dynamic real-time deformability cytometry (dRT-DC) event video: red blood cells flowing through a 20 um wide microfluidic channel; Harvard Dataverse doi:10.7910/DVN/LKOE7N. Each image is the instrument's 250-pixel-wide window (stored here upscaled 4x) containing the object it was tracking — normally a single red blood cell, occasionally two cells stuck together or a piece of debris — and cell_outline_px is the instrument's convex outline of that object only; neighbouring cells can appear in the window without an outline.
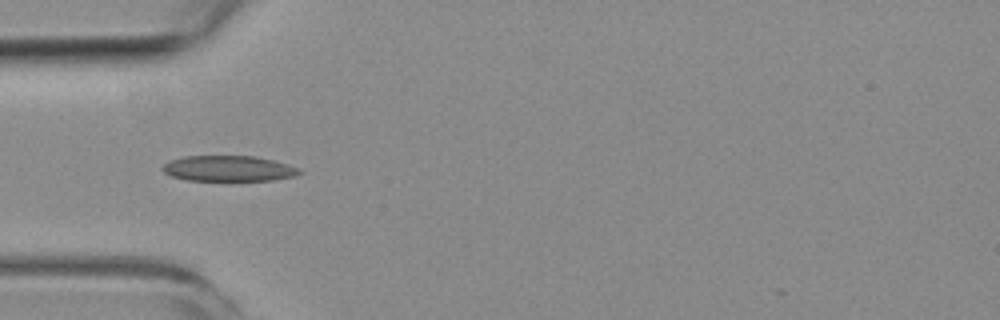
{"species": "common noctule bat (a hibernating species)", "species_latin": "Nyctalus noctula", "temperature_condition": "room temperature", "stored_images_in_passage": 6, "camera_frame_rate_fps": 3000, "um_per_image_px": 0.085, "animal": {"sex": "female", "body_mass_g": 19.3, "forearm_length_mm": 54.1}, "frame": {"image": 1, "passage_image": 4, "time_ms": 3.333, "image_size_px": [1000, 320], "cell_outline_px": [[304, 172], [296, 176], [272, 180], [188, 180], [172, 176], [164, 172], [160, 168], [168, 160], [184, 156], [256, 156], [288, 164], [300, 168]], "centroid_in_image_um": [19.44, 14.31], "position_along_channel_um": 65.6, "area_um2": 20.52}}
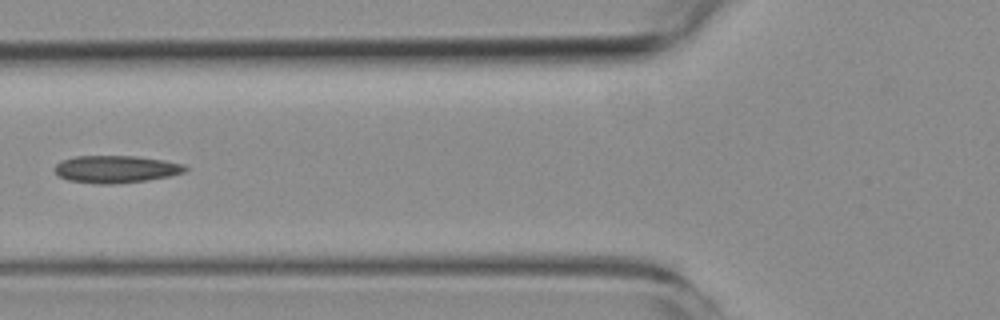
{"frame": {"image": 2, "passage_image": 5, "time_ms": 4.667, "image_size_px": [1000, 320], "cell_outline_px": [[188, 168], [184, 172], [172, 176], [148, 180], [112, 184], [96, 184], [68, 180], [60, 176], [52, 168], [60, 160], [76, 156], [136, 156], [164, 160], [184, 164]], "centroid_in_image_um": [9.85, 14.38], "position_along_channel_um": 115.9, "area_um2": 20.98}}
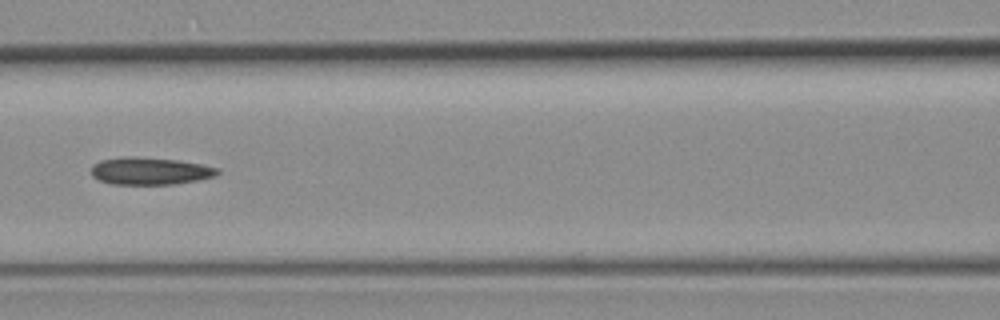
{"frame": {"image": 3, "passage_image": 6, "time_ms": 5.667, "image_size_px": [1000, 320], "cell_outline_px": [[220, 172], [216, 176], [176, 184], [112, 184], [100, 180], [92, 176], [92, 164], [100, 160], [176, 160], [200, 164], [220, 168]], "centroid_in_image_um": [12.83, 14.6], "position_along_channel_um": 153.8, "area_um2": 18.9}}